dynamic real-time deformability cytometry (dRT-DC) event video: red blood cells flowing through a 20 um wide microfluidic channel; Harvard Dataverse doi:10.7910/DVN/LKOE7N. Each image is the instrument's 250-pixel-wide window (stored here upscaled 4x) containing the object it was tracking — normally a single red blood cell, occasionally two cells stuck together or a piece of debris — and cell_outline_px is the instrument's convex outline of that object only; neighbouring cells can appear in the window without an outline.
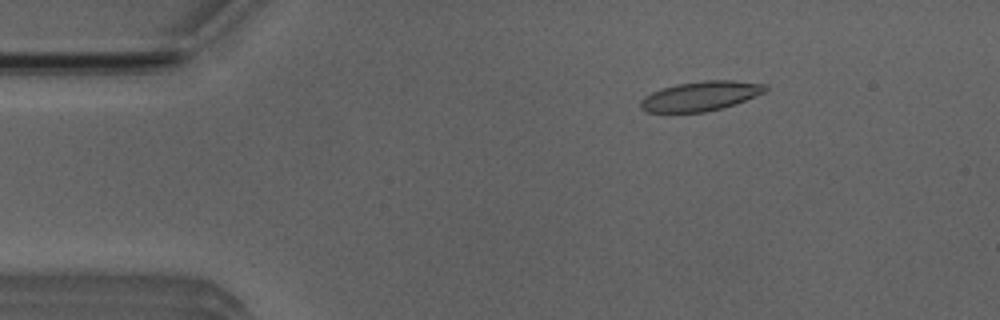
{"species": "Egyptian fruit bat (a non-hibernating species)", "species_latin": "Rousettus aegyptiacus", "temperature_condition": "room temperature", "stored_images_in_passage": 53, "camera_frame_rate_fps": 3000, "um_per_image_px": 0.085, "animal": {"sex": "male"}, "frame": {"image": 1, "passage_image": 8, "time_ms": 2.333, "image_size_px": [1000, 320], "cell_outline_px": [[768, 88], [764, 92], [736, 104], [704, 112], [648, 112], [640, 108], [640, 100], [644, 96], [660, 88], [676, 84], [704, 80], [732, 80], [768, 84]], "centroid_in_image_um": [59.54, 8.15], "position_along_channel_um": 25.5, "area_um2": 21.56}}
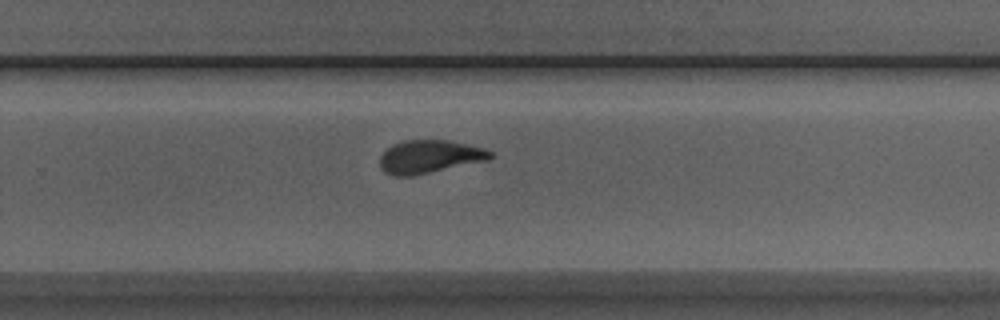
{"frame": {"image": 2, "passage_image": 34, "time_ms": 11.0, "image_size_px": [1000, 320], "cell_outline_px": [[492, 156], [488, 160], [412, 176], [392, 176], [384, 172], [380, 168], [380, 156], [392, 144], [404, 140], [448, 140], [484, 148], [492, 152]], "centroid_in_image_um": [36.47, 13.32], "position_along_channel_um": 293.3, "area_um2": 21.27}}
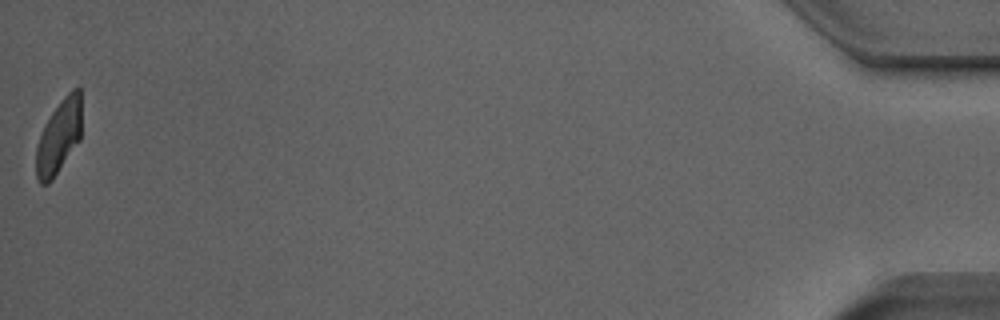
{"frame": {"image": 3, "passage_image": 53, "time_ms": 17.333, "image_size_px": [1000, 320], "cell_outline_px": [[80, 140], [52, 180], [48, 184], [40, 184], [36, 176], [36, 148], [40, 136], [52, 112], [64, 96], [72, 88], [80, 88]], "centroid_in_image_um": [5.0, 11.65], "position_along_channel_um": 430.2, "area_um2": 19.19}, "authors_computed_cell_mechanics": {"area_um2": 21.4438, "velocity_mm_per_s": 3.8092, "shape_relaxation_time_tau1_ms": 7.5575, "shape_relaxation_time_tau2_ms": 1.2677, "deformation_change_tau1": 0.2015, "deformation_change_tau2": 0.08}}